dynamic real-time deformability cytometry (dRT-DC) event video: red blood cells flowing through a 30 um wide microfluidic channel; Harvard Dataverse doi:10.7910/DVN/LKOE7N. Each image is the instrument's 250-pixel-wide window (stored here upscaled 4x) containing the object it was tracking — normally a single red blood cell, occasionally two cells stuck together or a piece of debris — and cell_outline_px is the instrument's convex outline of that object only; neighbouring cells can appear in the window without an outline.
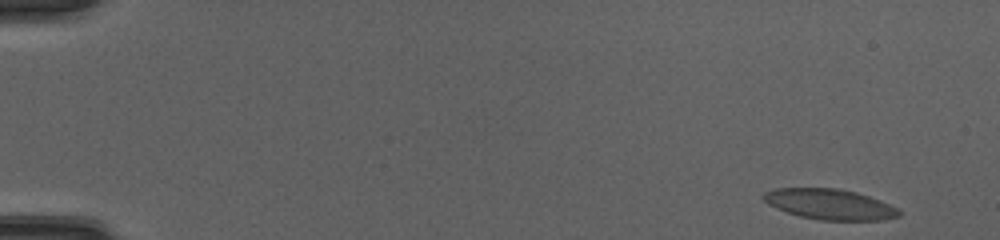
{"species": "common noctule bat (a hibernating species)", "species_latin": "Nyctalus noctula", "temperature_condition": "cold", "stored_images_in_passage": 50, "camera_frame_rate_fps": 3000, "um_per_image_px": 0.085, "animal": {"sex": "female", "body_mass_g": 20.0, "forearm_length_mm": 54.0}, "frame": {"image": 1, "passage_image": 1, "time_ms": 0.0, "image_size_px": [1000, 240], "cell_outline_px": [[904, 212], [900, 216], [880, 220], [820, 220], [800, 216], [776, 208], [768, 204], [764, 200], [764, 192], [776, 188], [836, 188], [856, 192], [880, 200]], "centroid_in_image_um": [70.55, 17.36], "position_along_channel_um": 14.5, "area_um2": 23.93}}
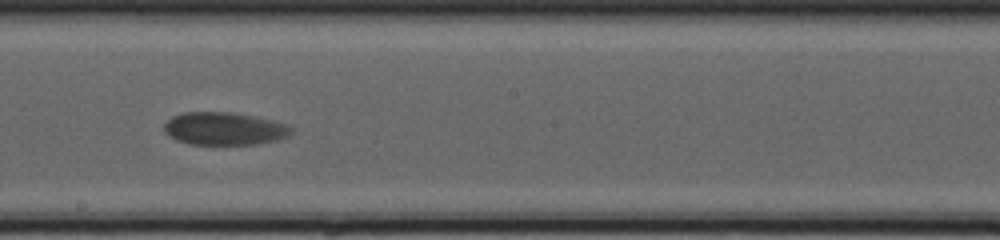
{"frame": {"image": 2, "passage_image": 29, "time_ms": 9.333, "image_size_px": [1000, 240], "cell_outline_px": [[292, 132], [288, 136], [276, 140], [256, 144], [188, 144], [176, 140], [168, 136], [164, 132], [164, 124], [172, 116], [184, 112], [232, 112], [272, 120], [288, 124], [292, 128]], "centroid_in_image_um": [19.04, 10.93], "position_along_channel_um": 229.2, "area_um2": 24.33}}
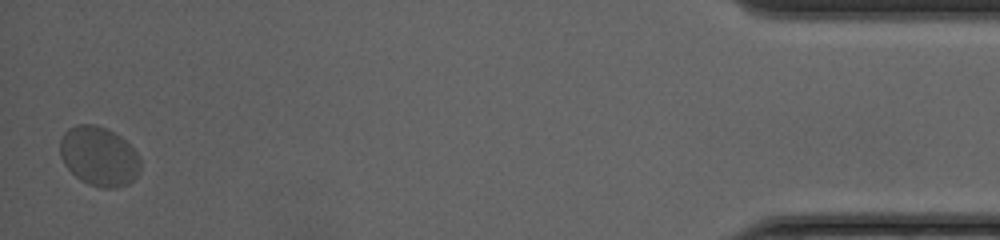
{"frame": {"image": 3, "passage_image": 50, "time_ms": 16.333, "image_size_px": [1000, 240], "cell_outline_px": [[140, 168], [136, 176], [128, 184], [116, 188], [100, 188], [88, 184], [80, 180], [64, 164], [60, 156], [60, 140], [64, 132], [68, 128], [76, 124], [92, 124], [108, 128], [120, 136], [136, 152], [140, 160]], "centroid_in_image_um": [8.39, 13.28], "position_along_channel_um": 426.8, "area_um2": 27.92}, "authors_computed_cell_mechanics": {"area_um2": 23.9003, "velocity_mm_per_s": 3.9825, "shape_relaxation_time_tau1_ms": 1.9966, "shape_relaxation_time_tau2_ms": null, "deformation_change_tau1": 0.062, "deformation_change_tau2": null}}